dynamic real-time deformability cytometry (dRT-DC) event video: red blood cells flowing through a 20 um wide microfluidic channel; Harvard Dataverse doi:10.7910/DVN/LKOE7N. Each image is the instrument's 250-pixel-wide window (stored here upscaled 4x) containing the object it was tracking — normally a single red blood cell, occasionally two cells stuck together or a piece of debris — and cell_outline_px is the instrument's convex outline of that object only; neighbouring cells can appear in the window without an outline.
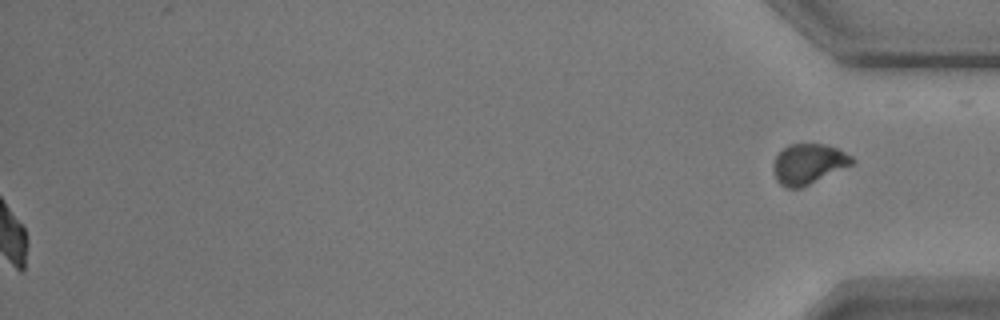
{"species": "common noctule bat (a hibernating species)", "species_latin": "Nyctalus noctula", "temperature_condition": "warm", "stored_images_in_passage": 55, "segment_of_instrument_passage": [2, 2], "camera_frame_rate_fps": 3000, "um_per_image_px": 0.085, "animal": {"sex": "male", "body_mass_g": 17.9}, "frame": {"image": 1, "passage_image": 55, "time_ms": 18.0, "image_size_px": [1000, 320], "cell_outline_px": [[856, 160], [852, 164], [800, 188], [788, 188], [780, 184], [776, 180], [772, 168], [776, 156], [788, 144], [824, 144], [836, 148], [852, 156]], "centroid_in_image_um": [68.69, 13.93], "position_along_channel_um": 366.5, "area_um2": 18.21}}